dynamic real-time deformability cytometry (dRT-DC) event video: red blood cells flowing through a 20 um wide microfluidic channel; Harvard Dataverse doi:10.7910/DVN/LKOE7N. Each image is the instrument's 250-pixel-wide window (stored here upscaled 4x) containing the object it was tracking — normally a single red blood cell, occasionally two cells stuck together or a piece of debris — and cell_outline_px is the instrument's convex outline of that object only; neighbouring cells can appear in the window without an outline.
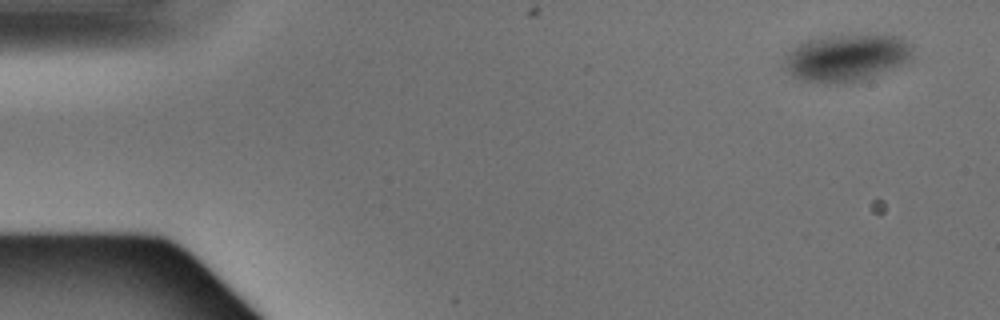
{"species": "Egyptian fruit bat (a non-hibernating species)", "species_latin": "Rousettus aegyptiacus", "temperature_condition": "warm", "stored_images_in_passage": 4, "camera_frame_rate_fps": 3000, "um_per_image_px": 0.085, "animal": {"sex": "male"}, "frame": {"image": 1, "passage_image": 1, "time_ms": 0.0, "image_size_px": [1000, 320], "cell_outline_px": [[912, 60], [860, 80], [828, 84], [804, 80], [796, 76], [784, 68], [784, 60], [788, 52], [792, 48], [808, 40], [828, 36], [900, 36], [912, 48]], "centroid_in_image_um": [71.93, 4.91], "position_along_channel_um": 13.1, "area_um2": 34.22}}
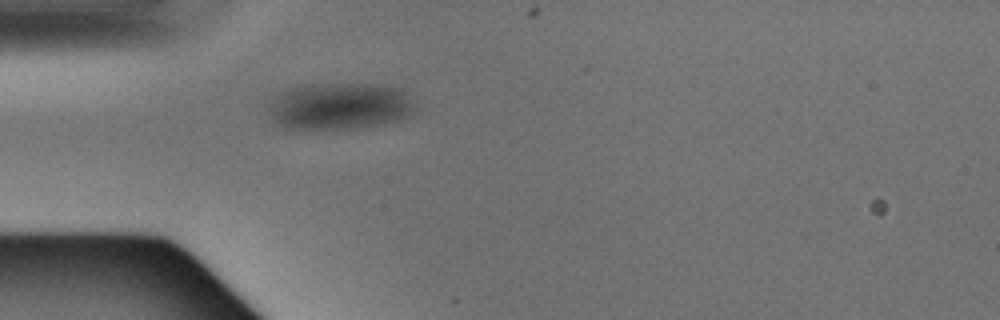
{"frame": {"image": 2, "passage_image": 4, "time_ms": 1.0, "image_size_px": [1000, 320], "cell_outline_px": [[420, 108], [412, 116], [384, 124], [364, 128], [288, 128], [272, 120], [268, 112], [268, 104], [280, 92], [312, 84], [372, 84], [400, 88], [408, 92]], "centroid_in_image_um": [29.0, 9.03], "position_along_channel_um": 56.0, "area_um2": 40.4}}